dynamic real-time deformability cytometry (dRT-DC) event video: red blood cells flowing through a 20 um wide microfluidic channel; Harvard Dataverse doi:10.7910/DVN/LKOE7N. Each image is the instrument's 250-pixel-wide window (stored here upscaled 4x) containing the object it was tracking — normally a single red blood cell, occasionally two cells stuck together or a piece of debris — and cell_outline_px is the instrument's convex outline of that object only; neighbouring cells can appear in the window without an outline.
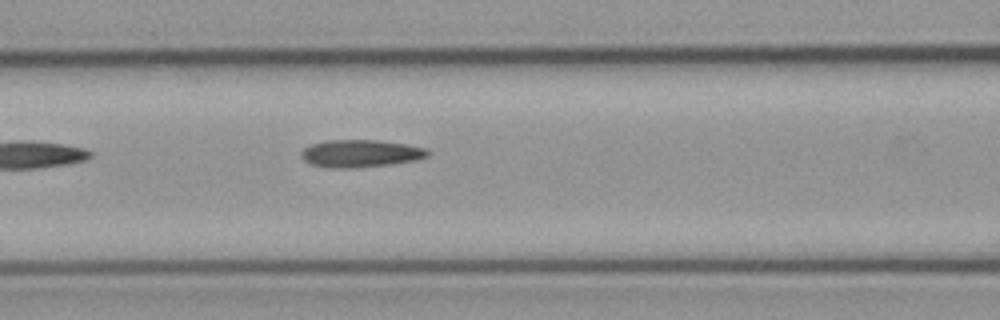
{"species": "common noctule bat (a hibernating species)", "species_latin": "Nyctalus noctula", "temperature_condition": "cold", "stored_images_in_passage": 3, "camera_frame_rate_fps": 3000, "um_per_image_px": 0.085, "animal": {"sex": "male", "body_mass_g": 23.1, "forearm_length_mm": 52.7}, "frame": {"image": 1, "passage_image": 3, "time_ms": 2.333, "image_size_px": [1000, 320], "cell_outline_px": [[428, 156], [416, 160], [388, 164], [356, 168], [332, 168], [312, 164], [304, 160], [300, 156], [300, 152], [304, 148], [312, 144], [328, 140], [380, 140], [428, 148]], "centroid_in_image_um": [30.63, 13.04], "position_along_channel_um": 136.0, "area_um2": 20.17}}